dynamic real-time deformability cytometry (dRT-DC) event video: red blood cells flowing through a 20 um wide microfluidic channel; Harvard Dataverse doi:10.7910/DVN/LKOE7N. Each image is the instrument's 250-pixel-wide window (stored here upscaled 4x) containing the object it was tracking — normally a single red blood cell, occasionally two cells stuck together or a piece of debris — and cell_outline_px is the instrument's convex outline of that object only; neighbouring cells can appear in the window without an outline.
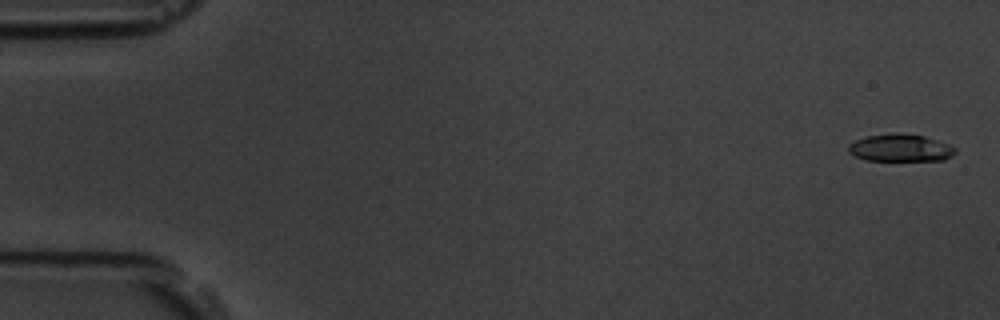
{"species": "common noctule bat (a hibernating species)", "species_latin": "Nyctalus noctula", "temperature_condition": "room temperature", "stored_images_in_passage": 5, "camera_frame_rate_fps": 3000, "um_per_image_px": 0.085, "animal": {"sex": "male", "body_mass_g": 19.5, "forearm_length_mm": 54.6}, "frame": {"image": 1, "passage_image": 1, "time_ms": 0.0, "image_size_px": [1000, 320], "cell_outline_px": [[956, 152], [952, 156], [944, 160], [864, 160], [848, 152], [848, 144], [856, 140], [868, 136], [924, 136], [948, 144], [956, 148]], "centroid_in_image_um": [76.55, 12.62], "position_along_channel_um": 8.4, "area_um2": 16.18}}
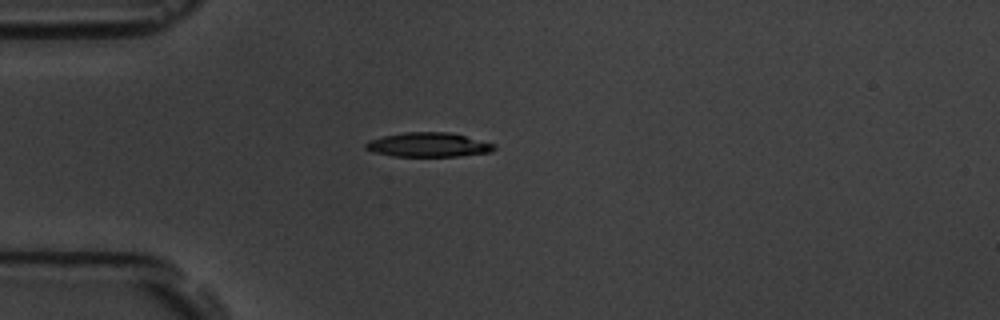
{"frame": {"image": 2, "passage_image": 5, "time_ms": 4.667, "image_size_px": [1000, 320], "cell_outline_px": [[496, 148], [492, 152], [460, 156], [392, 156], [372, 152], [364, 148], [364, 144], [368, 140], [384, 136], [404, 132], [448, 132], [496, 144]], "centroid_in_image_um": [36.39, 12.31], "position_along_channel_um": 48.6, "area_um2": 18.26}}